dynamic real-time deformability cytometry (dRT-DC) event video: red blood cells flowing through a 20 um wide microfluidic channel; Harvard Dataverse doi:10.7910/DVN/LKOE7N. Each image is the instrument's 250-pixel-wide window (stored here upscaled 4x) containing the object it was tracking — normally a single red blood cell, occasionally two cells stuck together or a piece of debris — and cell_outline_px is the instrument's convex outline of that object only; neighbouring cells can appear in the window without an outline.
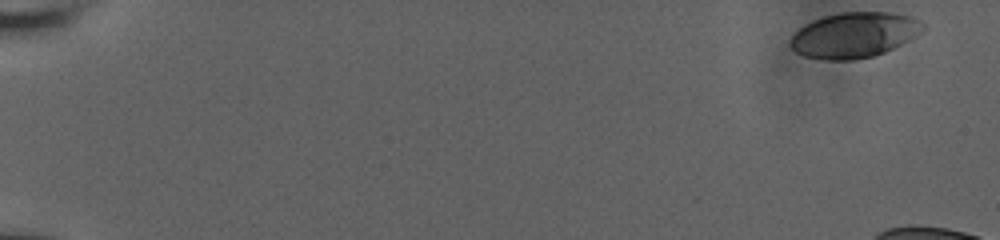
{"species": "human", "species_latin": "Homo sapiens", "temperature_condition": "room temperature", "stored_images_in_passage": 18, "camera_frame_rate_fps": 3000, "um_per_image_px": 0.085, "donor": {"sex": "male"}, "frame": {"image": 1, "passage_image": 1, "time_ms": 0.0, "image_size_px": [1000, 240], "cell_outline_px": [[924, 28], [920, 32], [900, 44], [884, 52], [872, 56], [852, 60], [828, 60], [804, 56], [796, 52], [788, 44], [792, 36], [804, 24], [812, 20], [824, 16], [844, 12], [888, 12], [908, 16], [920, 20], [924, 24]], "centroid_in_image_um": [72.56, 2.97], "position_along_channel_um": 12.4, "area_um2": 34.68}}
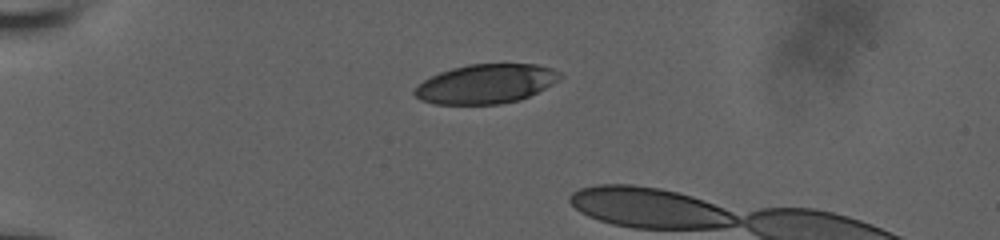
{"frame": {"image": 2, "passage_image": 15, "time_ms": 4.667, "image_size_px": [1000, 240], "cell_outline_px": [[560, 76], [552, 84], [520, 100], [500, 104], [432, 104], [420, 100], [412, 92], [424, 80], [440, 72], [452, 68], [468, 64], [536, 64], [552, 68], [560, 72]], "centroid_in_image_um": [41.27, 7.13], "position_along_channel_um": 43.7, "area_um2": 33.06}}